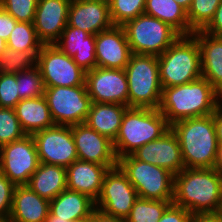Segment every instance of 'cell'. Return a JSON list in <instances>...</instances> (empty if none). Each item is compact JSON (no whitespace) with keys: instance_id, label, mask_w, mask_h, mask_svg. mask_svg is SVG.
<instances>
[{"instance_id":"cell-48","label":"cell","mask_w":222,"mask_h":222,"mask_svg":"<svg viewBox=\"0 0 222 222\" xmlns=\"http://www.w3.org/2000/svg\"><path fill=\"white\" fill-rule=\"evenodd\" d=\"M7 48L6 41L0 37V54Z\"/></svg>"},{"instance_id":"cell-34","label":"cell","mask_w":222,"mask_h":222,"mask_svg":"<svg viewBox=\"0 0 222 222\" xmlns=\"http://www.w3.org/2000/svg\"><path fill=\"white\" fill-rule=\"evenodd\" d=\"M146 0H112L109 4L113 25L123 26L127 21L144 14Z\"/></svg>"},{"instance_id":"cell-17","label":"cell","mask_w":222,"mask_h":222,"mask_svg":"<svg viewBox=\"0 0 222 222\" xmlns=\"http://www.w3.org/2000/svg\"><path fill=\"white\" fill-rule=\"evenodd\" d=\"M97 67L125 69L132 55L123 26L111 28L95 35Z\"/></svg>"},{"instance_id":"cell-2","label":"cell","mask_w":222,"mask_h":222,"mask_svg":"<svg viewBox=\"0 0 222 222\" xmlns=\"http://www.w3.org/2000/svg\"><path fill=\"white\" fill-rule=\"evenodd\" d=\"M222 95L204 78L162 89L159 111L169 125L184 119L213 114ZM219 100V101H218Z\"/></svg>"},{"instance_id":"cell-16","label":"cell","mask_w":222,"mask_h":222,"mask_svg":"<svg viewBox=\"0 0 222 222\" xmlns=\"http://www.w3.org/2000/svg\"><path fill=\"white\" fill-rule=\"evenodd\" d=\"M135 159L163 167L176 175L185 168L177 136L171 128L131 154Z\"/></svg>"},{"instance_id":"cell-30","label":"cell","mask_w":222,"mask_h":222,"mask_svg":"<svg viewBox=\"0 0 222 222\" xmlns=\"http://www.w3.org/2000/svg\"><path fill=\"white\" fill-rule=\"evenodd\" d=\"M40 50L15 51L6 48L0 54V72L17 74L20 71L37 65V55Z\"/></svg>"},{"instance_id":"cell-47","label":"cell","mask_w":222,"mask_h":222,"mask_svg":"<svg viewBox=\"0 0 222 222\" xmlns=\"http://www.w3.org/2000/svg\"><path fill=\"white\" fill-rule=\"evenodd\" d=\"M186 11L189 10L193 0H175Z\"/></svg>"},{"instance_id":"cell-10","label":"cell","mask_w":222,"mask_h":222,"mask_svg":"<svg viewBox=\"0 0 222 222\" xmlns=\"http://www.w3.org/2000/svg\"><path fill=\"white\" fill-rule=\"evenodd\" d=\"M37 66L45 87L86 85V72L55 44L42 46L37 55Z\"/></svg>"},{"instance_id":"cell-37","label":"cell","mask_w":222,"mask_h":222,"mask_svg":"<svg viewBox=\"0 0 222 222\" xmlns=\"http://www.w3.org/2000/svg\"><path fill=\"white\" fill-rule=\"evenodd\" d=\"M17 91L16 74L0 72V107L14 108L21 100Z\"/></svg>"},{"instance_id":"cell-35","label":"cell","mask_w":222,"mask_h":222,"mask_svg":"<svg viewBox=\"0 0 222 222\" xmlns=\"http://www.w3.org/2000/svg\"><path fill=\"white\" fill-rule=\"evenodd\" d=\"M25 135L14 108L0 107V147L19 140Z\"/></svg>"},{"instance_id":"cell-1","label":"cell","mask_w":222,"mask_h":222,"mask_svg":"<svg viewBox=\"0 0 222 222\" xmlns=\"http://www.w3.org/2000/svg\"><path fill=\"white\" fill-rule=\"evenodd\" d=\"M173 204L192 215L222 213V174L215 168H184L174 175Z\"/></svg>"},{"instance_id":"cell-11","label":"cell","mask_w":222,"mask_h":222,"mask_svg":"<svg viewBox=\"0 0 222 222\" xmlns=\"http://www.w3.org/2000/svg\"><path fill=\"white\" fill-rule=\"evenodd\" d=\"M137 199V191L117 165L105 173L95 207L107 215L126 219Z\"/></svg>"},{"instance_id":"cell-39","label":"cell","mask_w":222,"mask_h":222,"mask_svg":"<svg viewBox=\"0 0 222 222\" xmlns=\"http://www.w3.org/2000/svg\"><path fill=\"white\" fill-rule=\"evenodd\" d=\"M192 214L175 204H171L158 222H191Z\"/></svg>"},{"instance_id":"cell-13","label":"cell","mask_w":222,"mask_h":222,"mask_svg":"<svg viewBox=\"0 0 222 222\" xmlns=\"http://www.w3.org/2000/svg\"><path fill=\"white\" fill-rule=\"evenodd\" d=\"M32 137L41 163L68 167L78 160L71 126L54 125L35 132Z\"/></svg>"},{"instance_id":"cell-45","label":"cell","mask_w":222,"mask_h":222,"mask_svg":"<svg viewBox=\"0 0 222 222\" xmlns=\"http://www.w3.org/2000/svg\"><path fill=\"white\" fill-rule=\"evenodd\" d=\"M214 168L217 169L222 174V144H218L216 161Z\"/></svg>"},{"instance_id":"cell-27","label":"cell","mask_w":222,"mask_h":222,"mask_svg":"<svg viewBox=\"0 0 222 222\" xmlns=\"http://www.w3.org/2000/svg\"><path fill=\"white\" fill-rule=\"evenodd\" d=\"M27 185L50 201L67 188L66 167L40 162Z\"/></svg>"},{"instance_id":"cell-23","label":"cell","mask_w":222,"mask_h":222,"mask_svg":"<svg viewBox=\"0 0 222 222\" xmlns=\"http://www.w3.org/2000/svg\"><path fill=\"white\" fill-rule=\"evenodd\" d=\"M193 35L200 48L202 77L222 95V37L203 30H197Z\"/></svg>"},{"instance_id":"cell-41","label":"cell","mask_w":222,"mask_h":222,"mask_svg":"<svg viewBox=\"0 0 222 222\" xmlns=\"http://www.w3.org/2000/svg\"><path fill=\"white\" fill-rule=\"evenodd\" d=\"M203 31L213 36L222 37V0L216 9L213 19Z\"/></svg>"},{"instance_id":"cell-26","label":"cell","mask_w":222,"mask_h":222,"mask_svg":"<svg viewBox=\"0 0 222 222\" xmlns=\"http://www.w3.org/2000/svg\"><path fill=\"white\" fill-rule=\"evenodd\" d=\"M128 106L114 103H91L85 124L111 141L117 137Z\"/></svg>"},{"instance_id":"cell-22","label":"cell","mask_w":222,"mask_h":222,"mask_svg":"<svg viewBox=\"0 0 222 222\" xmlns=\"http://www.w3.org/2000/svg\"><path fill=\"white\" fill-rule=\"evenodd\" d=\"M50 201L40 197L28 185H16L9 218L13 222H45Z\"/></svg>"},{"instance_id":"cell-46","label":"cell","mask_w":222,"mask_h":222,"mask_svg":"<svg viewBox=\"0 0 222 222\" xmlns=\"http://www.w3.org/2000/svg\"><path fill=\"white\" fill-rule=\"evenodd\" d=\"M45 222H72V221H68L67 219L56 217L55 215H52L49 212L47 218L45 219Z\"/></svg>"},{"instance_id":"cell-51","label":"cell","mask_w":222,"mask_h":222,"mask_svg":"<svg viewBox=\"0 0 222 222\" xmlns=\"http://www.w3.org/2000/svg\"><path fill=\"white\" fill-rule=\"evenodd\" d=\"M100 2H104V3H106V4H110L111 2H112V0H99Z\"/></svg>"},{"instance_id":"cell-3","label":"cell","mask_w":222,"mask_h":222,"mask_svg":"<svg viewBox=\"0 0 222 222\" xmlns=\"http://www.w3.org/2000/svg\"><path fill=\"white\" fill-rule=\"evenodd\" d=\"M178 138L185 168H214L218 141L213 114L170 125Z\"/></svg>"},{"instance_id":"cell-15","label":"cell","mask_w":222,"mask_h":222,"mask_svg":"<svg viewBox=\"0 0 222 222\" xmlns=\"http://www.w3.org/2000/svg\"><path fill=\"white\" fill-rule=\"evenodd\" d=\"M79 160L105 165L109 169L117 166L113 141L99 134L85 123L71 125Z\"/></svg>"},{"instance_id":"cell-9","label":"cell","mask_w":222,"mask_h":222,"mask_svg":"<svg viewBox=\"0 0 222 222\" xmlns=\"http://www.w3.org/2000/svg\"><path fill=\"white\" fill-rule=\"evenodd\" d=\"M43 96L55 125L84 123L92 103L86 85L45 87Z\"/></svg>"},{"instance_id":"cell-14","label":"cell","mask_w":222,"mask_h":222,"mask_svg":"<svg viewBox=\"0 0 222 222\" xmlns=\"http://www.w3.org/2000/svg\"><path fill=\"white\" fill-rule=\"evenodd\" d=\"M85 83L91 102L128 106V82L124 69L95 67L86 72Z\"/></svg>"},{"instance_id":"cell-19","label":"cell","mask_w":222,"mask_h":222,"mask_svg":"<svg viewBox=\"0 0 222 222\" xmlns=\"http://www.w3.org/2000/svg\"><path fill=\"white\" fill-rule=\"evenodd\" d=\"M67 25L96 35L113 26L109 5L99 0H71Z\"/></svg>"},{"instance_id":"cell-21","label":"cell","mask_w":222,"mask_h":222,"mask_svg":"<svg viewBox=\"0 0 222 222\" xmlns=\"http://www.w3.org/2000/svg\"><path fill=\"white\" fill-rule=\"evenodd\" d=\"M108 170L105 165L75 160L66 167L67 189L85 194L96 201Z\"/></svg>"},{"instance_id":"cell-44","label":"cell","mask_w":222,"mask_h":222,"mask_svg":"<svg viewBox=\"0 0 222 222\" xmlns=\"http://www.w3.org/2000/svg\"><path fill=\"white\" fill-rule=\"evenodd\" d=\"M191 222H222V213L218 214H194Z\"/></svg>"},{"instance_id":"cell-7","label":"cell","mask_w":222,"mask_h":222,"mask_svg":"<svg viewBox=\"0 0 222 222\" xmlns=\"http://www.w3.org/2000/svg\"><path fill=\"white\" fill-rule=\"evenodd\" d=\"M117 165L126 174L139 198L173 200L174 174L169 170L137 160L132 155L118 158Z\"/></svg>"},{"instance_id":"cell-31","label":"cell","mask_w":222,"mask_h":222,"mask_svg":"<svg viewBox=\"0 0 222 222\" xmlns=\"http://www.w3.org/2000/svg\"><path fill=\"white\" fill-rule=\"evenodd\" d=\"M7 48L15 51L41 50L43 43L39 40L33 23L18 21L6 41Z\"/></svg>"},{"instance_id":"cell-6","label":"cell","mask_w":222,"mask_h":222,"mask_svg":"<svg viewBox=\"0 0 222 222\" xmlns=\"http://www.w3.org/2000/svg\"><path fill=\"white\" fill-rule=\"evenodd\" d=\"M124 70L128 107L158 109L162 97L158 56L132 53Z\"/></svg>"},{"instance_id":"cell-36","label":"cell","mask_w":222,"mask_h":222,"mask_svg":"<svg viewBox=\"0 0 222 222\" xmlns=\"http://www.w3.org/2000/svg\"><path fill=\"white\" fill-rule=\"evenodd\" d=\"M38 0H0L2 8L17 21L33 23Z\"/></svg>"},{"instance_id":"cell-4","label":"cell","mask_w":222,"mask_h":222,"mask_svg":"<svg viewBox=\"0 0 222 222\" xmlns=\"http://www.w3.org/2000/svg\"><path fill=\"white\" fill-rule=\"evenodd\" d=\"M169 129L170 125L159 109L128 107L113 141L117 159L131 155L141 146L160 138Z\"/></svg>"},{"instance_id":"cell-43","label":"cell","mask_w":222,"mask_h":222,"mask_svg":"<svg viewBox=\"0 0 222 222\" xmlns=\"http://www.w3.org/2000/svg\"><path fill=\"white\" fill-rule=\"evenodd\" d=\"M92 222H126V219L110 216L98 209H95L92 213Z\"/></svg>"},{"instance_id":"cell-28","label":"cell","mask_w":222,"mask_h":222,"mask_svg":"<svg viewBox=\"0 0 222 222\" xmlns=\"http://www.w3.org/2000/svg\"><path fill=\"white\" fill-rule=\"evenodd\" d=\"M144 14L155 17L174 28L180 35H192L187 11L175 0H146Z\"/></svg>"},{"instance_id":"cell-50","label":"cell","mask_w":222,"mask_h":222,"mask_svg":"<svg viewBox=\"0 0 222 222\" xmlns=\"http://www.w3.org/2000/svg\"><path fill=\"white\" fill-rule=\"evenodd\" d=\"M0 222H13L10 218H0Z\"/></svg>"},{"instance_id":"cell-38","label":"cell","mask_w":222,"mask_h":222,"mask_svg":"<svg viewBox=\"0 0 222 222\" xmlns=\"http://www.w3.org/2000/svg\"><path fill=\"white\" fill-rule=\"evenodd\" d=\"M16 185L0 171V218H9Z\"/></svg>"},{"instance_id":"cell-33","label":"cell","mask_w":222,"mask_h":222,"mask_svg":"<svg viewBox=\"0 0 222 222\" xmlns=\"http://www.w3.org/2000/svg\"><path fill=\"white\" fill-rule=\"evenodd\" d=\"M221 0H193L187 11L190 28L195 32L203 30L213 19Z\"/></svg>"},{"instance_id":"cell-49","label":"cell","mask_w":222,"mask_h":222,"mask_svg":"<svg viewBox=\"0 0 222 222\" xmlns=\"http://www.w3.org/2000/svg\"><path fill=\"white\" fill-rule=\"evenodd\" d=\"M73 222H92V214L91 216L81 219V220H77V221H73Z\"/></svg>"},{"instance_id":"cell-32","label":"cell","mask_w":222,"mask_h":222,"mask_svg":"<svg viewBox=\"0 0 222 222\" xmlns=\"http://www.w3.org/2000/svg\"><path fill=\"white\" fill-rule=\"evenodd\" d=\"M19 98L29 99L44 95L45 86L38 66L20 71L16 74Z\"/></svg>"},{"instance_id":"cell-5","label":"cell","mask_w":222,"mask_h":222,"mask_svg":"<svg viewBox=\"0 0 222 222\" xmlns=\"http://www.w3.org/2000/svg\"><path fill=\"white\" fill-rule=\"evenodd\" d=\"M162 89L190 83L202 76L201 54L196 37L181 35L158 56Z\"/></svg>"},{"instance_id":"cell-25","label":"cell","mask_w":222,"mask_h":222,"mask_svg":"<svg viewBox=\"0 0 222 222\" xmlns=\"http://www.w3.org/2000/svg\"><path fill=\"white\" fill-rule=\"evenodd\" d=\"M95 209V201L89 196L66 188L50 200L49 212L73 222L91 216Z\"/></svg>"},{"instance_id":"cell-42","label":"cell","mask_w":222,"mask_h":222,"mask_svg":"<svg viewBox=\"0 0 222 222\" xmlns=\"http://www.w3.org/2000/svg\"><path fill=\"white\" fill-rule=\"evenodd\" d=\"M218 144H222V104L213 113Z\"/></svg>"},{"instance_id":"cell-12","label":"cell","mask_w":222,"mask_h":222,"mask_svg":"<svg viewBox=\"0 0 222 222\" xmlns=\"http://www.w3.org/2000/svg\"><path fill=\"white\" fill-rule=\"evenodd\" d=\"M39 164L32 135L0 147V171L15 185H27Z\"/></svg>"},{"instance_id":"cell-20","label":"cell","mask_w":222,"mask_h":222,"mask_svg":"<svg viewBox=\"0 0 222 222\" xmlns=\"http://www.w3.org/2000/svg\"><path fill=\"white\" fill-rule=\"evenodd\" d=\"M55 45L85 72L97 67L95 35L67 25Z\"/></svg>"},{"instance_id":"cell-24","label":"cell","mask_w":222,"mask_h":222,"mask_svg":"<svg viewBox=\"0 0 222 222\" xmlns=\"http://www.w3.org/2000/svg\"><path fill=\"white\" fill-rule=\"evenodd\" d=\"M14 111L26 135L55 125L44 96L20 100Z\"/></svg>"},{"instance_id":"cell-29","label":"cell","mask_w":222,"mask_h":222,"mask_svg":"<svg viewBox=\"0 0 222 222\" xmlns=\"http://www.w3.org/2000/svg\"><path fill=\"white\" fill-rule=\"evenodd\" d=\"M173 200L139 198L134 202L126 222H158Z\"/></svg>"},{"instance_id":"cell-40","label":"cell","mask_w":222,"mask_h":222,"mask_svg":"<svg viewBox=\"0 0 222 222\" xmlns=\"http://www.w3.org/2000/svg\"><path fill=\"white\" fill-rule=\"evenodd\" d=\"M18 21L9 15L0 5V37L7 41Z\"/></svg>"},{"instance_id":"cell-8","label":"cell","mask_w":222,"mask_h":222,"mask_svg":"<svg viewBox=\"0 0 222 222\" xmlns=\"http://www.w3.org/2000/svg\"><path fill=\"white\" fill-rule=\"evenodd\" d=\"M123 28L134 54L159 56L181 36L169 24L146 14L127 21Z\"/></svg>"},{"instance_id":"cell-18","label":"cell","mask_w":222,"mask_h":222,"mask_svg":"<svg viewBox=\"0 0 222 222\" xmlns=\"http://www.w3.org/2000/svg\"><path fill=\"white\" fill-rule=\"evenodd\" d=\"M71 0H38L33 25L43 45L55 44L65 27Z\"/></svg>"}]
</instances>
